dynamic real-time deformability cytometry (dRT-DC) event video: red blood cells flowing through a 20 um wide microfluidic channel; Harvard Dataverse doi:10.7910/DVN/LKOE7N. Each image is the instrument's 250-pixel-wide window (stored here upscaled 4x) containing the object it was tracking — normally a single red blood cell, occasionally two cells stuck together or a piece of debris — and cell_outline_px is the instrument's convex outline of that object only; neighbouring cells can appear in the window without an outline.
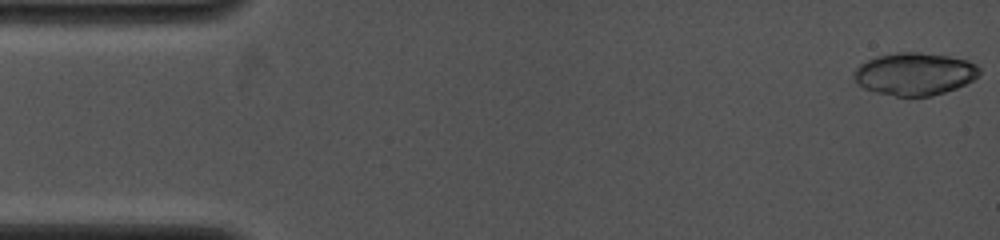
{"species": "common noctule bat (a hibernating species)", "species_latin": "Nyctalus noctula", "temperature_condition": "cold", "stored_images_in_passage": 25, "camera_frame_rate_fps": 4000, "um_per_image_px": 0.085, "animal": {"sex": "female", "body_mass_g": 19.0, "forearm_length_mm": 53.3}, "frame": {"image": 1, "passage_image": 1, "time_ms": 0.0, "image_size_px": [1000, 240], "cell_outline_px": [[980, 76], [956, 88], [932, 96], [896, 96], [876, 92], [864, 88], [856, 80], [856, 68], [860, 64], [876, 56], [896, 52], [920, 52], [948, 56], [968, 60], [976, 64], [980, 68]], "centroid_in_image_um": [77.79, 6.27], "position_along_channel_um": 7.2, "area_um2": 30.92}}